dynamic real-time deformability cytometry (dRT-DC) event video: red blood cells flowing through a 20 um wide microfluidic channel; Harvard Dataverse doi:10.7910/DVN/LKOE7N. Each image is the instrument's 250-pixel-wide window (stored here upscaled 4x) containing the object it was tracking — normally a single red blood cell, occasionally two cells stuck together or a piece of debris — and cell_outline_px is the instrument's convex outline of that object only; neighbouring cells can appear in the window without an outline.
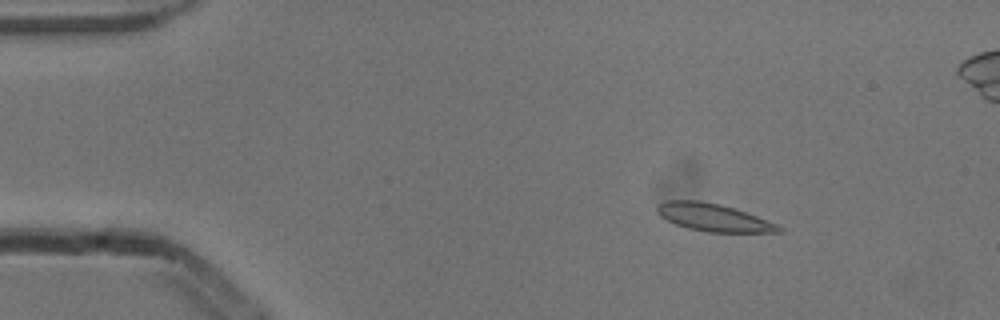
{"species": "common noctule bat (a hibernating species)", "species_latin": "Nyctalus noctula", "temperature_condition": "cold", "stored_images_in_passage": 6, "camera_frame_rate_fps": 3000, "um_per_image_px": 0.085, "animal": {"sex": "male", "body_mass_g": 13.3}, "frame": {"image": 1, "passage_image": 3, "time_ms": 0.667, "image_size_px": [1000, 320], "cell_outline_px": [[784, 232], [708, 232], [688, 228], [676, 224], [660, 216], [656, 212], [656, 204], [664, 200], [700, 200], [720, 204], [756, 216], [776, 224], [784, 228]], "centroid_in_image_um": [60.59, 18.47], "position_along_channel_um": 24.4, "area_um2": 19.48}}